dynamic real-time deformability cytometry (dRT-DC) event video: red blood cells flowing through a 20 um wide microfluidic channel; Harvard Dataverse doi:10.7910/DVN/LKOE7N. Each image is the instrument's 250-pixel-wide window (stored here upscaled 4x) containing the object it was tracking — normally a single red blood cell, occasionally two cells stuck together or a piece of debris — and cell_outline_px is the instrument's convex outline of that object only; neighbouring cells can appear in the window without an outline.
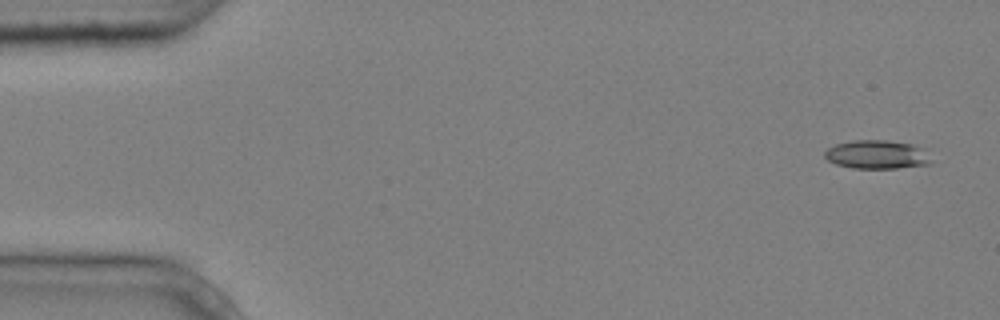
{"species": "common noctule bat (a hibernating species)", "species_latin": "Nyctalus noctula", "temperature_condition": "cold", "stored_images_in_passage": 5, "camera_frame_rate_fps": 3000, "um_per_image_px": 0.085, "animal": {"sex": "male", "body_mass_g": 20.4}, "frame": {"image": 1, "passage_image": 1, "time_ms": 0.0, "image_size_px": [1000, 320], "cell_outline_px": [[932, 164], [896, 168], [852, 168], [836, 164], [828, 160], [824, 156], [824, 152], [828, 148], [836, 144], [852, 140], [888, 140], [912, 144], [920, 148], [932, 160]], "centroid_in_image_um": [74.51, 13.14], "position_along_channel_um": 10.5, "area_um2": 17.69}}